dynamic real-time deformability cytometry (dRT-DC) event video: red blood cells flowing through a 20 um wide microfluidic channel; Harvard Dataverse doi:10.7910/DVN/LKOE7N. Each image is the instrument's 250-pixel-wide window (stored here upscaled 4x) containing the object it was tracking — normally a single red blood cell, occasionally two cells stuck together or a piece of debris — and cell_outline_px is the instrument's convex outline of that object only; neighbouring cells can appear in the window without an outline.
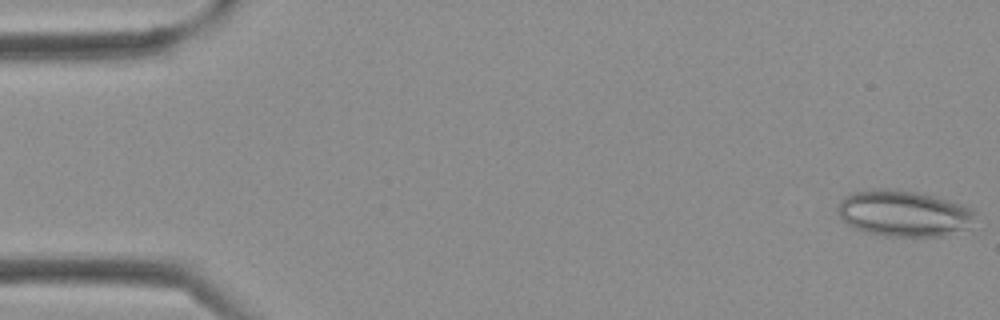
{"species": "Egyptian fruit bat (a non-hibernating species)", "species_latin": "Rousettus aegyptiacus", "temperature_condition": "cold", "stored_images_in_passage": 38, "camera_frame_rate_fps": 3000, "um_per_image_px": 0.085, "frame": {"image": 1, "passage_image": 1, "time_ms": 0.0, "image_size_px": [1000, 320], "cell_outline_px": [[972, 216], [968, 228], [944, 236], [884, 236], [868, 232], [856, 228], [848, 224], [840, 216], [836, 208], [840, 200], [844, 196], [852, 192], [872, 188], [896, 188], [936, 196], [972, 208]], "centroid_in_image_um": [76.76, 18.11], "position_along_channel_um": 8.2, "area_um2": 36.93}}
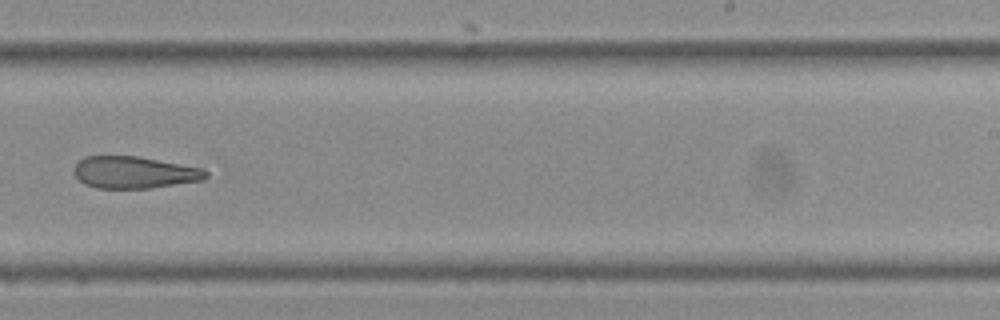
{"frame": {"image": 2, "passage_image": 24, "time_ms": 7.667, "image_size_px": [1000, 320], "cell_outline_px": [[208, 176], [204, 180], [148, 188], [96, 188], [84, 184], [72, 172], [72, 168], [84, 156], [136, 156], [204, 168], [208, 172]], "centroid_in_image_um": [11.4, 14.65], "position_along_channel_um": 277.6, "area_um2": 24.62}}
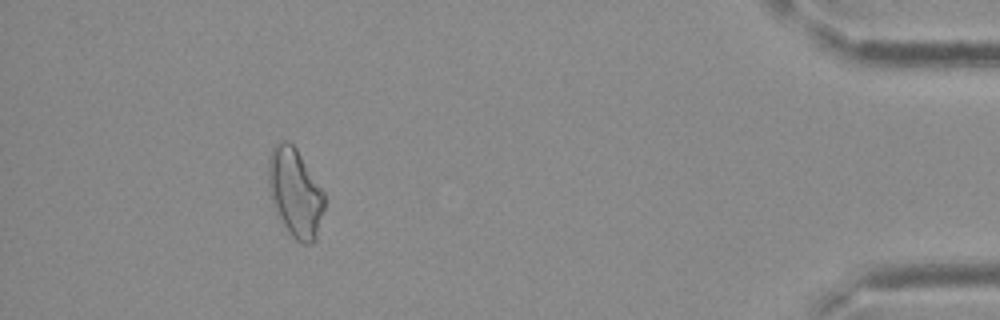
{"frame": {"image": 3, "passage_image": 35, "time_ms": 11.333, "image_size_px": [1000, 320], "cell_outline_px": [[324, 208], [316, 240], [312, 244], [300, 244], [288, 232], [276, 212], [268, 188], [268, 160], [272, 148], [280, 140], [288, 140], [296, 148], [324, 192]], "centroid_in_image_um": [25.08, 16.39], "position_along_channel_um": 410.1, "area_um2": 28.96}}